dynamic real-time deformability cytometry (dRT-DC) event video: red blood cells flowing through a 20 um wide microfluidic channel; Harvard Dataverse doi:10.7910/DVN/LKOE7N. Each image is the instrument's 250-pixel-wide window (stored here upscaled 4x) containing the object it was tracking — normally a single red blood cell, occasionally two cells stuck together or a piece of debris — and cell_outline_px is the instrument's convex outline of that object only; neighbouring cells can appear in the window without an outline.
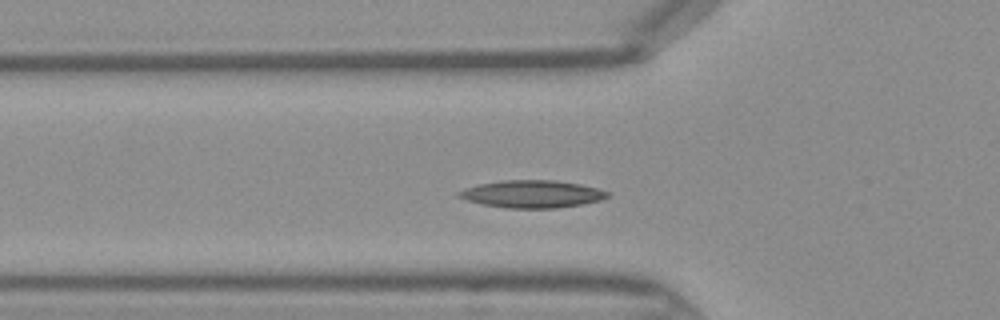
{"species": "Egyptian fruit bat (a non-hibernating species)", "species_latin": "Rousettus aegyptiacus", "temperature_condition": "warm", "stored_images_in_passage": 28, "camera_frame_rate_fps": 3000, "um_per_image_px": 0.085, "frame": {"image": 1, "passage_image": 2, "time_ms": 0.333, "image_size_px": [1000, 320], "cell_outline_px": [[608, 196], [600, 200], [584, 204], [556, 208], [504, 208], [484, 204], [468, 200], [456, 196], [456, 192], [464, 188], [480, 184], [500, 180], [552, 180], [580, 184], [596, 188], [608, 192]], "centroid_in_image_um": [45.19, 16.49], "position_along_channel_um": 80.6, "area_um2": 23.7}}
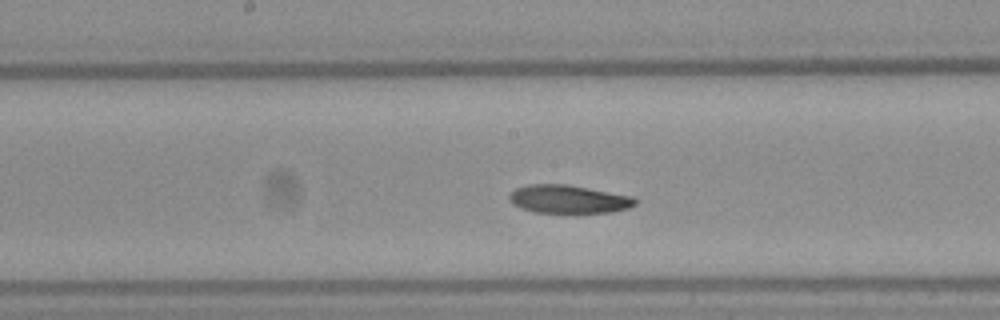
{"frame": {"image": 2, "passage_image": 10, "time_ms": 3.0, "image_size_px": [1000, 320], "cell_outline_px": [[636, 204], [628, 208], [612, 212], [532, 212], [520, 208], [512, 204], [508, 200], [508, 196], [516, 188], [528, 184], [568, 184], [632, 196], [636, 200]], "centroid_in_image_um": [48.28, 16.92], "position_along_channel_um": 199.9, "area_um2": 20.69}}
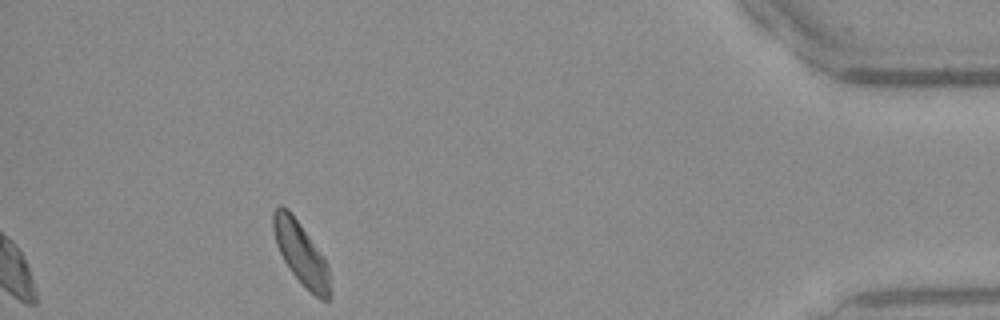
{"frame": {"image": 3, "passage_image": 28, "time_ms": 9.0, "image_size_px": [1000, 320], "cell_outline_px": [[332, 292], [328, 304], [320, 300], [292, 272], [284, 260], [276, 244], [272, 228], [272, 212], [280, 204], [288, 208], [320, 252], [328, 268]], "centroid_in_image_um": [25.59, 21.55], "position_along_channel_um": 409.6, "area_um2": 20.46}}